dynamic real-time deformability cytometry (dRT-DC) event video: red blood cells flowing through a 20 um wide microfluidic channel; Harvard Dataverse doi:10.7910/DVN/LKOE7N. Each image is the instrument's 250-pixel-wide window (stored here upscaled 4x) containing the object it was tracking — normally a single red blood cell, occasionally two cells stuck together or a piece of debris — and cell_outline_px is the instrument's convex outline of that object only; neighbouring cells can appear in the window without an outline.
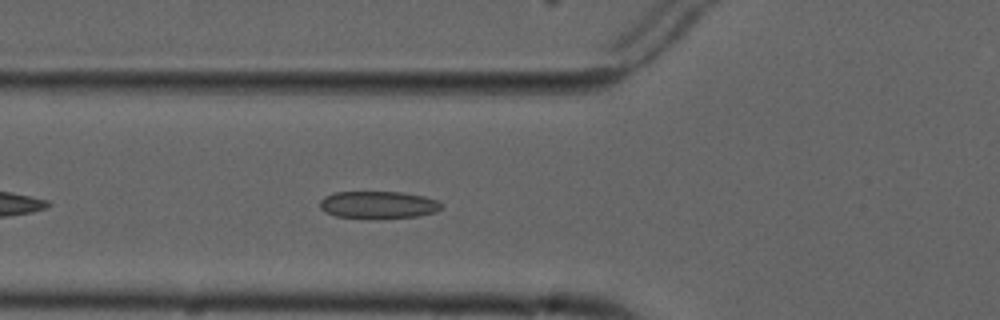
{"species": "common noctule bat (a hibernating species)", "species_latin": "Nyctalus noctula", "temperature_condition": "cold", "stored_images_in_passage": 6, "camera_frame_rate_fps": 3000, "um_per_image_px": 0.085, "animal": {"sex": "male", "forearm_length_mm": 52.5}, "frame": {"image": 1, "passage_image": 6, "time_ms": 6.0, "image_size_px": [1000, 320], "cell_outline_px": [[444, 208], [436, 212], [416, 216], [336, 216], [320, 208], [320, 200], [324, 196], [332, 192], [404, 192], [424, 196], [436, 200], [444, 204]], "centroid_in_image_um": [32.2, 17.36], "position_along_channel_um": 93.6, "area_um2": 18.73}}